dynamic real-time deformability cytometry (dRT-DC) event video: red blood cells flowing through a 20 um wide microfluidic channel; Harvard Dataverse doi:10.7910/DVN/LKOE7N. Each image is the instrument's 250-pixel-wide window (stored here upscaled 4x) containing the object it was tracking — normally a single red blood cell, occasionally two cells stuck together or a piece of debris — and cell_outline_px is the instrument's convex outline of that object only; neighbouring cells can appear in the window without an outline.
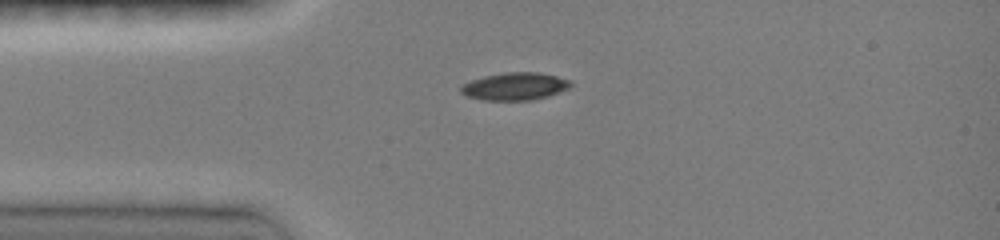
{"species": "common noctule bat (a hibernating species)", "species_latin": "Nyctalus noctula", "temperature_condition": "room temperature", "stored_images_in_passage": 3, "camera_frame_rate_fps": 3000, "um_per_image_px": 0.085, "animal": {"sex": "female", "body_mass_g": 19.0, "forearm_length_mm": 51.5}, "frame": {"image": 1, "passage_image": 1, "time_ms": 0.0, "image_size_px": [1000, 240], "cell_outline_px": [[572, 84], [568, 88], [548, 96], [532, 100], [484, 100], [468, 96], [460, 92], [460, 88], [464, 84], [472, 80], [484, 76], [504, 72], [540, 72], [572, 80]], "centroid_in_image_um": [43.79, 7.33], "position_along_channel_um": 41.2, "area_um2": 17.57}}